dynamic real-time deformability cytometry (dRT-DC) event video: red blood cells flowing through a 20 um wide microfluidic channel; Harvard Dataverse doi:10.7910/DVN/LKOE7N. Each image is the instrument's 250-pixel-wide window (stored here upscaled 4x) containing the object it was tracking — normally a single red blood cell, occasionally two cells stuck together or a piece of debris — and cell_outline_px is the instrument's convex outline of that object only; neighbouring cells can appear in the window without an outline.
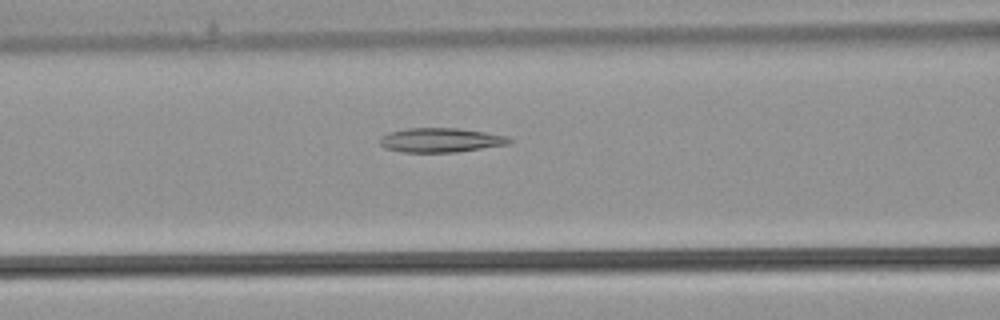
{"species": "common noctule bat (a hibernating species)", "species_latin": "Nyctalus noctula", "temperature_condition": "warm", "stored_images_in_passage": 24, "camera_frame_rate_fps": 3000, "um_per_image_px": 0.085, "animal": {"sex": "male", "body_mass_g": 21.5, "forearm_length_mm": 52.0}, "frame": {"image": 1, "passage_image": 5, "time_ms": 1.333, "image_size_px": [1000, 320], "cell_outline_px": [[512, 140], [508, 144], [456, 152], [400, 152], [384, 148], [380, 144], [380, 136], [388, 132], [408, 128], [456, 128], [484, 132], [508, 136]], "centroid_in_image_um": [37.41, 11.91], "position_along_channel_um": 129.2, "area_um2": 18.32}}
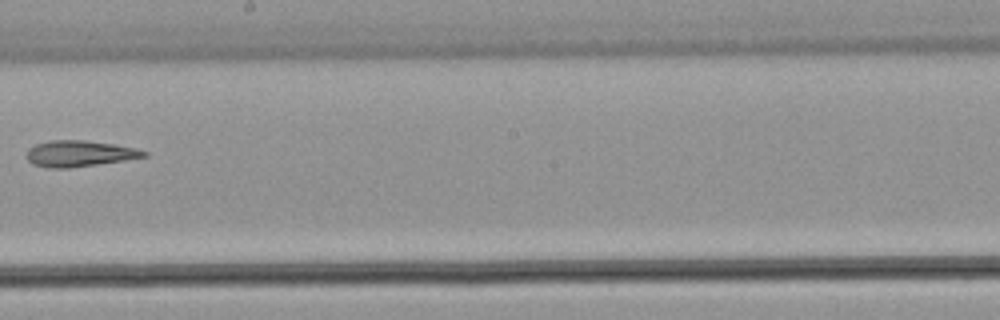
{"frame": {"image": 2, "passage_image": 11, "time_ms": 3.333, "image_size_px": [1000, 320], "cell_outline_px": [[148, 156], [124, 160], [68, 168], [48, 168], [32, 164], [28, 160], [28, 148], [36, 144], [52, 140], [84, 140], [112, 144], [132, 148], [148, 152]], "centroid_in_image_um": [6.72, 13.06], "position_along_channel_um": 241.5, "area_um2": 17.51}}
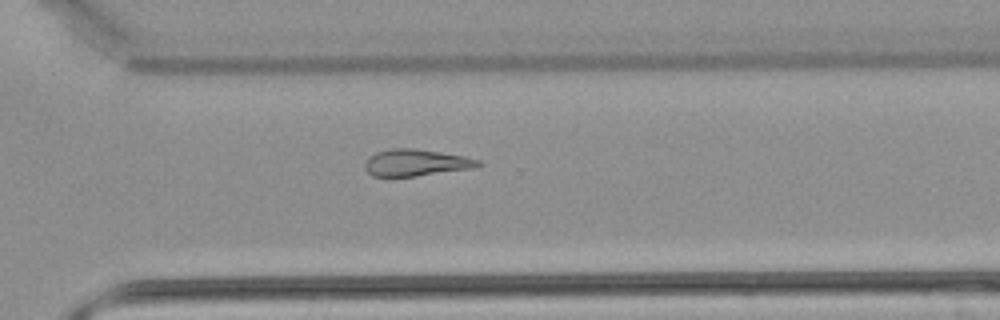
{"frame": {"image": 3, "passage_image": 16, "time_ms": 5.0, "image_size_px": [1000, 320], "cell_outline_px": [[484, 164], [476, 168], [416, 176], [372, 176], [364, 168], [364, 164], [368, 156], [376, 152], [392, 148], [412, 148], [464, 156], [480, 160]], "centroid_in_image_um": [35.37, 13.83], "position_along_channel_um": 335.2, "area_um2": 17.74}}